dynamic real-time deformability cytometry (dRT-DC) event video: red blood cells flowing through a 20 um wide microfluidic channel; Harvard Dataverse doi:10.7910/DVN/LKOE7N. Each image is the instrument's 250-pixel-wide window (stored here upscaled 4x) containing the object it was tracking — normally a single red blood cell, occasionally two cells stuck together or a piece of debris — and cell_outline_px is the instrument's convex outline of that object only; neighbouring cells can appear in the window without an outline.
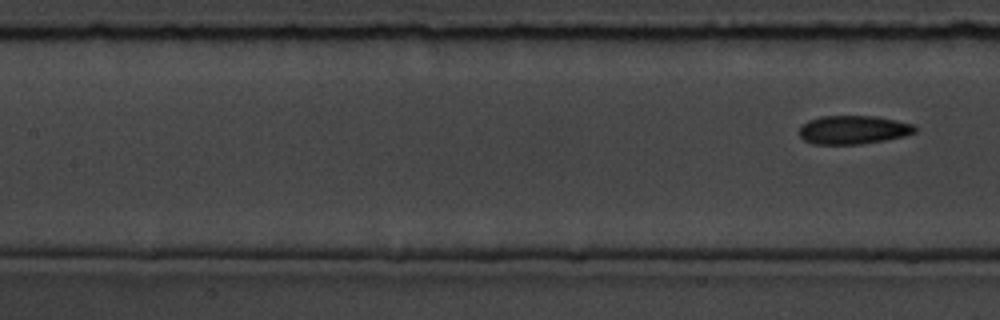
{"species": "common noctule bat (a hibernating species)", "species_latin": "Nyctalus noctula", "temperature_condition": "room temperature", "stored_images_in_passage": 7, "segment_of_instrument_passage": [2, 2], "camera_frame_rate_fps": 3000, "um_per_image_px": 0.085, "animal": {"sex": "male", "body_mass_g": 19.5, "forearm_length_mm": 54.6}, "frame": {"image": 1, "passage_image": 7, "time_ms": 7.667, "image_size_px": [1000, 320], "cell_outline_px": [[916, 132], [904, 136], [884, 140], [860, 144], [812, 144], [804, 140], [800, 136], [800, 124], [808, 120], [820, 116], [876, 116], [896, 120], [912, 124], [916, 128]], "centroid_in_image_um": [72.49, 11.03], "position_along_channel_um": 134.9, "area_um2": 19.31}}